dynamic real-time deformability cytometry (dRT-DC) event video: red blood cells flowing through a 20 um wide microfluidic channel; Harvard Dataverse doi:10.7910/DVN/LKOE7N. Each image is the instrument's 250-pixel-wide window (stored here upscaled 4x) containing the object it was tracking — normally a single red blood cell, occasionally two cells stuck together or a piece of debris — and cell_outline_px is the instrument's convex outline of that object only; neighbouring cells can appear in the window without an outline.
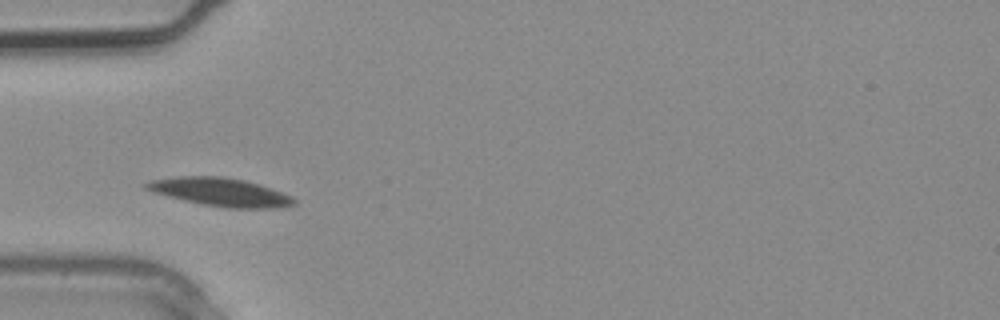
{"species": "common noctule bat (a hibernating species)", "species_latin": "Nyctalus noctula", "temperature_condition": "warm", "stored_images_in_passage": 2, "camera_frame_rate_fps": 3000, "um_per_image_px": 0.085, "animal": {"sex": "male", "body_mass_g": 20.4}, "frame": {"image": 1, "passage_image": 2, "time_ms": 0.333, "image_size_px": [1000, 320], "cell_outline_px": [[296, 204], [272, 208], [228, 208], [204, 204], [184, 200], [152, 192], [144, 188], [140, 184], [152, 180], [176, 176], [224, 176], [244, 180], [260, 184], [292, 196], [296, 200]], "centroid_in_image_um": [18.7, 16.31], "position_along_channel_um": 66.3, "area_um2": 24.33}}